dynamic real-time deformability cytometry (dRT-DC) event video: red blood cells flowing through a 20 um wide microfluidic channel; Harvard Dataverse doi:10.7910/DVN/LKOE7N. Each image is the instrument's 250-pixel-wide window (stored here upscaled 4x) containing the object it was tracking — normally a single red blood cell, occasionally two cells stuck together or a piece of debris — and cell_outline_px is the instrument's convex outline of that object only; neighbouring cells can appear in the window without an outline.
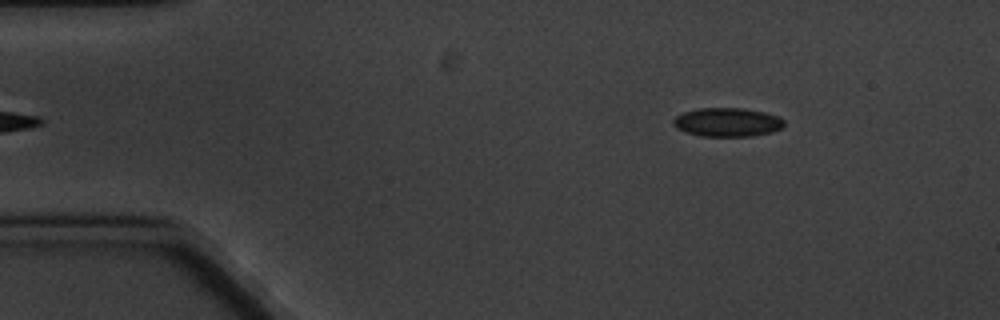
{"species": "common noctule bat (a hibernating species)", "species_latin": "Nyctalus noctula", "temperature_condition": "cold", "stored_images_in_passage": 7, "segment_of_instrument_passage": [2, 2], "camera_frame_rate_fps": 3000, "um_per_image_px": 0.085, "animal": {"sex": "male", "body_mass_g": 20.1, "forearm_length_mm": 53.5}, "frame": {"image": 1, "passage_image": 7, "time_ms": 6.667, "image_size_px": [1000, 320], "cell_outline_px": [[784, 124], [780, 128], [772, 132], [752, 136], [700, 136], [676, 128], [672, 124], [672, 120], [676, 116], [684, 112], [700, 108], [744, 108], [764, 112], [776, 116], [784, 120]], "centroid_in_image_um": [61.8, 10.39], "position_along_channel_um": 23.2, "area_um2": 18.5}}